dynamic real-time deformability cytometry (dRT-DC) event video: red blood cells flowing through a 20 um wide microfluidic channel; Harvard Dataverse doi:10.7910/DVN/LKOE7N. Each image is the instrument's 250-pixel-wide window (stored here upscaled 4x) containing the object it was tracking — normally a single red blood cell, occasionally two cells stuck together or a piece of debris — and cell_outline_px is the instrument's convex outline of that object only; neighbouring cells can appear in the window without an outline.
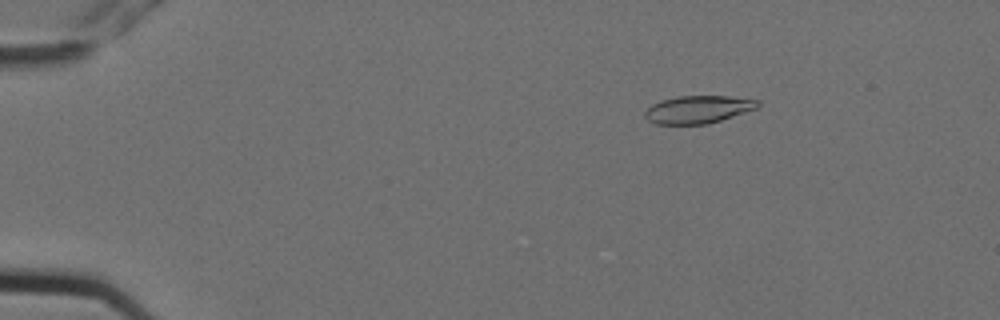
{"species": "Egyptian fruit bat (a non-hibernating species)", "species_latin": "Rousettus aegyptiacus", "temperature_condition": "cold", "stored_images_in_passage": 11, "camera_frame_rate_fps": 3000, "um_per_image_px": 0.085, "animal": {"sex": "female"}, "frame": {"image": 1, "passage_image": 2, "time_ms": 0.333, "image_size_px": [1000, 320], "cell_outline_px": [[760, 104], [756, 108], [708, 124], [656, 124], [648, 120], [644, 116], [644, 112], [652, 104], [660, 100], [676, 96], [728, 96], [760, 100]], "centroid_in_image_um": [59.3, 9.29], "position_along_channel_um": 25.7, "area_um2": 18.15}}
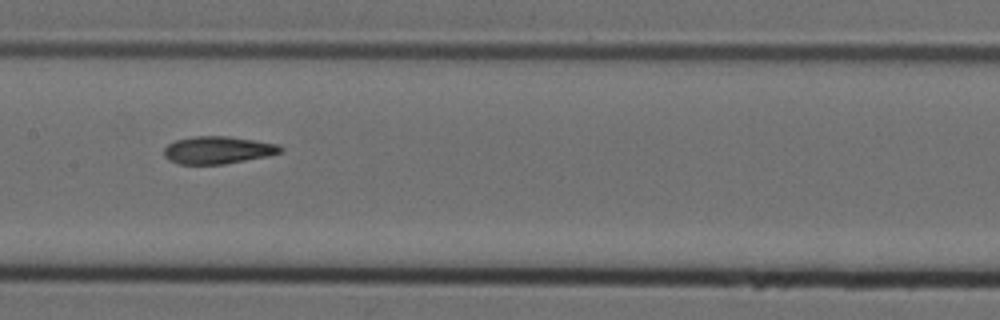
{"frame": {"image": 2, "passage_image": 8, "time_ms": 2.333, "image_size_px": [1000, 320], "cell_outline_px": [[284, 152], [268, 156], [224, 164], [180, 164], [168, 160], [164, 156], [164, 148], [168, 144], [176, 140], [196, 136], [228, 136], [280, 144], [284, 148]], "centroid_in_image_um": [18.56, 12.75], "position_along_channel_um": 188.8, "area_um2": 18.79}}
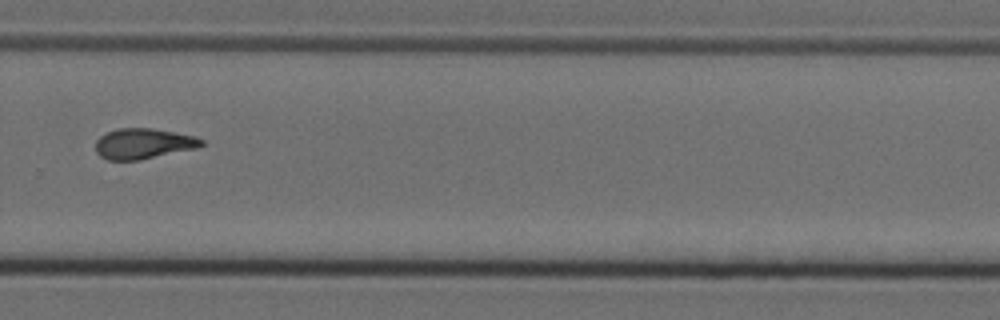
{"frame": {"image": 3, "passage_image": 11, "time_ms": 3.333, "image_size_px": [1000, 320], "cell_outline_px": [[204, 144], [196, 148], [140, 160], [108, 160], [100, 156], [96, 152], [96, 140], [100, 136], [116, 128], [152, 128], [192, 136], [204, 140]], "centroid_in_image_um": [12.15, 12.21], "position_along_channel_um": 317.7, "area_um2": 18.67}}